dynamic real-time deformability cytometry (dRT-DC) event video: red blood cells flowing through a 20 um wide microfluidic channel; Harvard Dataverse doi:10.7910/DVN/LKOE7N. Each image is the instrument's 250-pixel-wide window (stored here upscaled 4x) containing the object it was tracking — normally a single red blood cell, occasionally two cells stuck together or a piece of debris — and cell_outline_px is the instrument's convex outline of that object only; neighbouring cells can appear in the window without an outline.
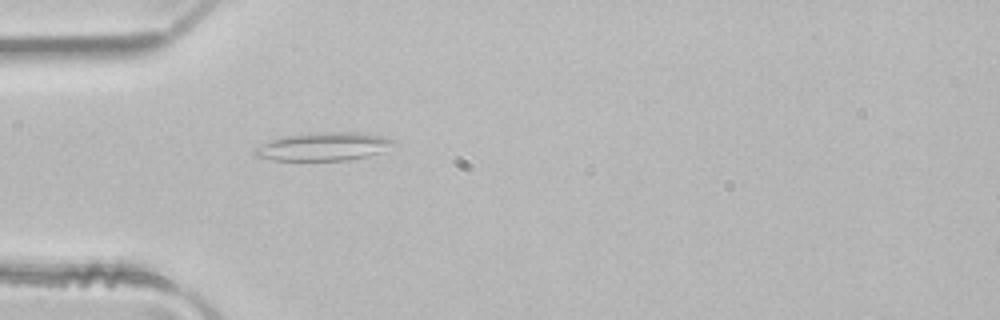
{"species": "common noctule bat (a hibernating species)", "species_latin": "Nyctalus noctula", "temperature_condition": "room temperature", "stored_images_in_passage": 3, "camera_frame_rate_fps": 3000, "um_per_image_px": 0.085, "animal": {"sex": "male", "body_mass_g": 21.5, "forearm_length_mm": 52.0}, "frame": {"image": 1, "passage_image": 3, "time_ms": 0.667, "image_size_px": [1000, 320], "cell_outline_px": [[396, 140], [384, 152], [368, 156], [348, 160], [272, 160], [256, 156], [252, 152], [256, 148], [272, 140], [284, 136], [320, 132], [356, 132], [380, 136]], "centroid_in_image_um": [27.53, 12.46], "position_along_channel_um": 57.5, "area_um2": 22.54}}